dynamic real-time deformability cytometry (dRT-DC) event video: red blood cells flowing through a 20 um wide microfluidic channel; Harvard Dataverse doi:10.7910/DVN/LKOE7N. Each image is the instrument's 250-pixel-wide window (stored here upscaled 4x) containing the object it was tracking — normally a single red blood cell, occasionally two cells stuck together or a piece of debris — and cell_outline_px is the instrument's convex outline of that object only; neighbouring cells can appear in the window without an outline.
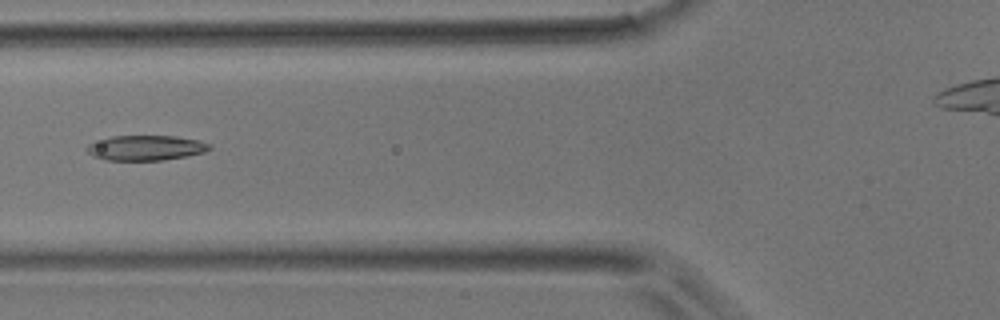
{"species": "common noctule bat (a hibernating species)", "species_latin": "Nyctalus noctula", "temperature_condition": "room temperature", "stored_images_in_passage": 35, "camera_frame_rate_fps": 3000, "um_per_image_px": 0.085, "animal": {"sex": "male", "body_mass_g": 17.9}, "frame": {"image": 1, "passage_image": 5, "time_ms": 1.333, "image_size_px": [1000, 320], "cell_outline_px": [[212, 148], [204, 152], [188, 156], [160, 160], [104, 160], [92, 156], [88, 152], [88, 144], [112, 136], [176, 136], [196, 140], [208, 144]], "centroid_in_image_um": [12.38, 12.57], "position_along_channel_um": 113.4, "area_um2": 17.69}}
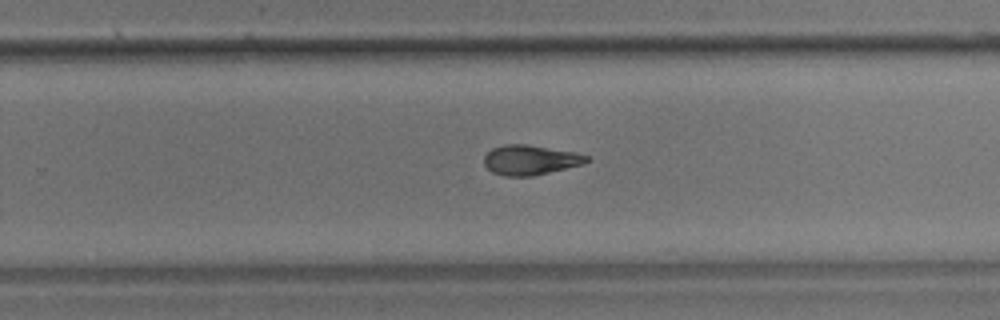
{"frame": {"image": 2, "passage_image": 17, "time_ms": 5.333, "image_size_px": [1000, 320], "cell_outline_px": [[592, 160], [584, 164], [532, 176], [504, 176], [492, 172], [484, 164], [484, 156], [492, 148], [504, 144], [524, 144], [576, 152], [588, 156]], "centroid_in_image_um": [45.09, 13.59], "position_along_channel_um": 284.7, "area_um2": 17.86}}
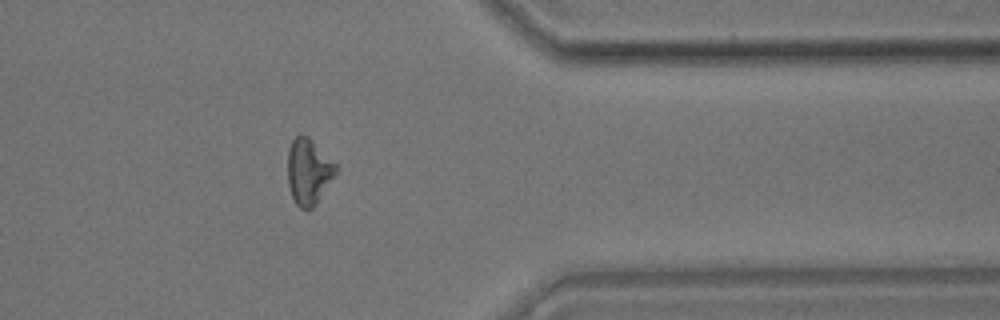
{"frame": {"image": 3, "passage_image": 25, "time_ms": 8.0, "image_size_px": [1000, 320], "cell_outline_px": [[340, 168], [316, 204], [312, 208], [300, 208], [296, 204], [292, 196], [288, 184], [288, 148], [292, 140], [300, 132], [308, 136]], "centroid_in_image_um": [26.23, 14.55], "position_along_channel_um": 385.2, "area_um2": 18.55}}